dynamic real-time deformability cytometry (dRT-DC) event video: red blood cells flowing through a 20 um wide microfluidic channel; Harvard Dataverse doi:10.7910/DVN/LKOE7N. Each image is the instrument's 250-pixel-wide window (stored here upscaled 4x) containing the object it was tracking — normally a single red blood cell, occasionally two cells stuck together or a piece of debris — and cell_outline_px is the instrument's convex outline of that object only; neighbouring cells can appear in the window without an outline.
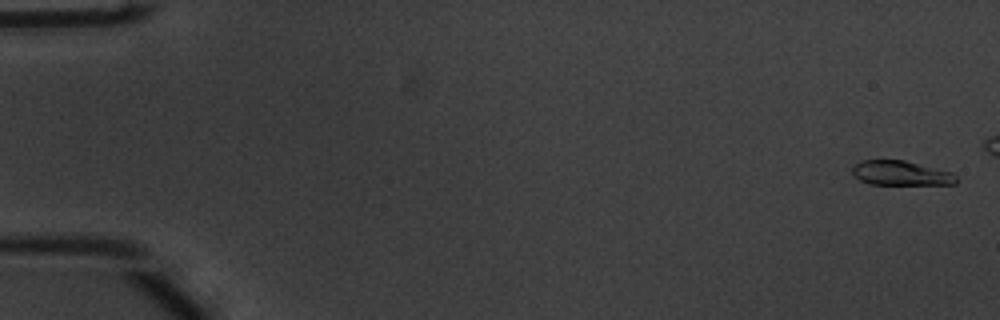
{"species": "common noctule bat (a hibernating species)", "species_latin": "Nyctalus noctula", "temperature_condition": "warm", "stored_images_in_passage": 48, "camera_frame_rate_fps": 3000, "um_per_image_px": 0.085, "animal": {"sex": "male", "body_mass_g": 20.1, "forearm_length_mm": 53.5}, "frame": {"image": 1, "passage_image": 2, "time_ms": 0.333, "image_size_px": [1000, 320], "cell_outline_px": [[960, 180], [956, 184], [868, 184], [860, 180], [852, 172], [852, 168], [860, 160], [904, 160], [952, 172]], "centroid_in_image_um": [76.6, 14.72], "position_along_channel_um": 8.4, "area_um2": 14.85}}
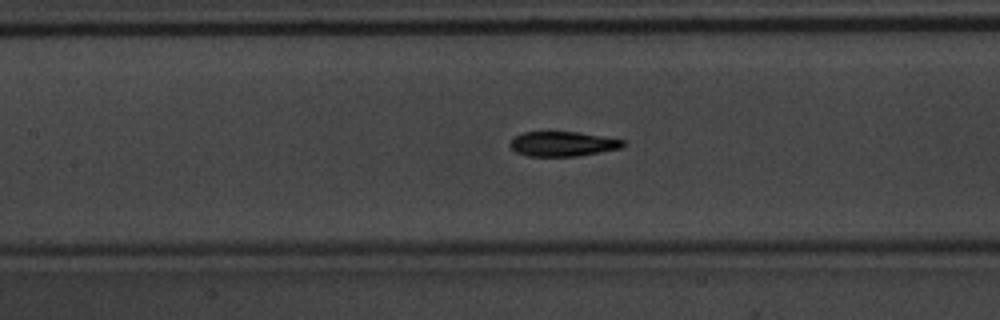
{"frame": {"image": 2, "passage_image": 26, "time_ms": 8.333, "image_size_px": [1000, 320], "cell_outline_px": [[628, 144], [620, 148], [600, 152], [576, 156], [528, 156], [516, 152], [508, 144], [516, 136], [524, 132], [576, 132], [624, 140]], "centroid_in_image_um": [47.84, 12.23], "position_along_channel_um": 159.6, "area_um2": 16.13}}
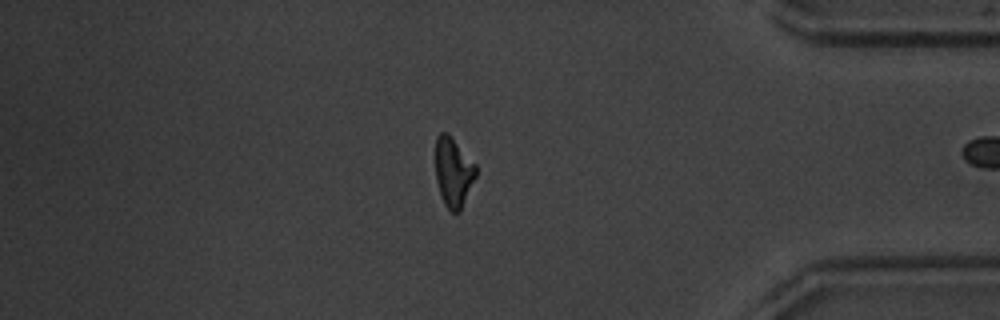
{"frame": {"image": 3, "passage_image": 47, "time_ms": 15.333, "image_size_px": [1000, 320], "cell_outline_px": [[476, 176], [460, 212], [452, 212], [444, 204], [440, 196], [436, 180], [436, 136], [440, 132], [448, 132], [476, 164]], "centroid_in_image_um": [38.53, 14.62], "position_along_channel_um": 396.7, "area_um2": 16.47}}